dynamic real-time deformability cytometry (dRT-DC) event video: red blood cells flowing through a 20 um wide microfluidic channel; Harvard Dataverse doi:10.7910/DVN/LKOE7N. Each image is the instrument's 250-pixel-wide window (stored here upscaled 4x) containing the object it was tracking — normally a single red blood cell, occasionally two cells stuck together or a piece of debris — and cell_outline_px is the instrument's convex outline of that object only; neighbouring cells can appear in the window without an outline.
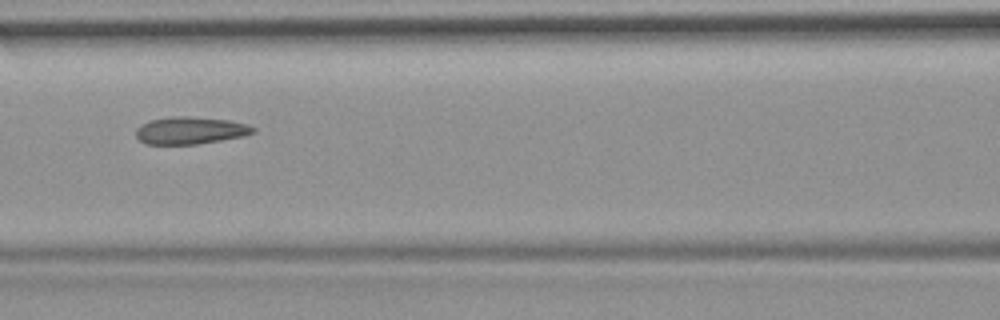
{"species": "common noctule bat (a hibernating species)", "species_latin": "Nyctalus noctula", "temperature_condition": "room temperature", "stored_images_in_passage": 7, "camera_frame_rate_fps": 3000, "um_per_image_px": 0.085, "animal": {"sex": "female", "body_mass_g": 19.9}, "frame": {"image": 1, "passage_image": 6, "time_ms": 5.667, "image_size_px": [1000, 320], "cell_outline_px": [[256, 132], [244, 136], [196, 144], [144, 144], [136, 136], [136, 128], [140, 124], [148, 120], [172, 116], [184, 116], [228, 120], [248, 124], [256, 128]], "centroid_in_image_um": [16.16, 11.08], "position_along_channel_um": 150.4, "area_um2": 18.73}}